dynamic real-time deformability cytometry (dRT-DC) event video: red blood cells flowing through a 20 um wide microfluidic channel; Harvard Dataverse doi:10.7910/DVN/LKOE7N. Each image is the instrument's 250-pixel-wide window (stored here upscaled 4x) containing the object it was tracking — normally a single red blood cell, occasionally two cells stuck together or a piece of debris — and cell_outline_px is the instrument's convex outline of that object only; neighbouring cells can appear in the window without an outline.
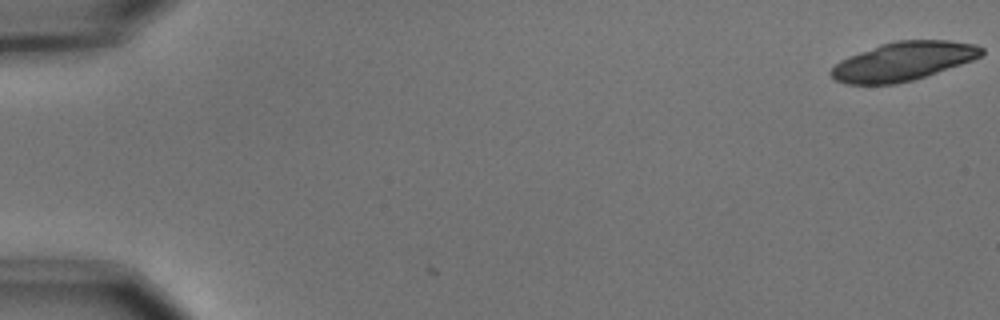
{"species": "common noctule bat (a hibernating species)", "species_latin": "Nyctalus noctula", "temperature_condition": "cold", "stored_images_in_passage": 22, "camera_frame_rate_fps": 3000, "um_per_image_px": 0.085, "animal": {"sex": "male", "body_mass_g": 15.6}, "frame": {"image": 1, "passage_image": 1, "time_ms": 0.0, "image_size_px": [1000, 320], "cell_outline_px": [[984, 52], [980, 56], [972, 60], [912, 80], [896, 84], [844, 84], [836, 80], [828, 72], [840, 60], [848, 56], [880, 44], [896, 40], [948, 40], [976, 44], [984, 48]], "centroid_in_image_um": [76.75, 5.2], "position_along_channel_um": 8.3, "area_um2": 33.76}}